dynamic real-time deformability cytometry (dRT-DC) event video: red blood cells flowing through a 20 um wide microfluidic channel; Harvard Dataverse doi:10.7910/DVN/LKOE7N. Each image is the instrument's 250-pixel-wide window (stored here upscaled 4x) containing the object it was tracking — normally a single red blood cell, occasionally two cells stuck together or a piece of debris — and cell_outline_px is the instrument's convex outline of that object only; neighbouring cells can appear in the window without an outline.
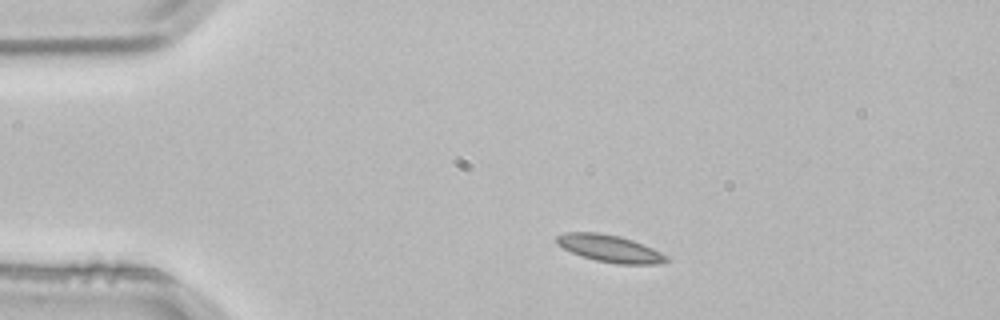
{"species": "common noctule bat (a hibernating species)", "species_latin": "Nyctalus noctula", "temperature_condition": "room temperature", "stored_images_in_passage": 2, "camera_frame_rate_fps": 3000, "um_per_image_px": 0.085, "animal": {"sex": "male", "body_mass_g": 21.5, "forearm_length_mm": 52.0}, "frame": {"image": 1, "passage_image": 1, "time_ms": 0.0, "image_size_px": [1000, 320], "cell_outline_px": [[672, 260], [656, 264], [616, 264], [596, 260], [580, 256], [556, 244], [556, 236], [564, 232], [596, 232], [620, 236], [632, 240], [652, 248], [668, 256]], "centroid_in_image_um": [51.83, 21.12], "position_along_channel_um": 33.2, "area_um2": 17.4}}